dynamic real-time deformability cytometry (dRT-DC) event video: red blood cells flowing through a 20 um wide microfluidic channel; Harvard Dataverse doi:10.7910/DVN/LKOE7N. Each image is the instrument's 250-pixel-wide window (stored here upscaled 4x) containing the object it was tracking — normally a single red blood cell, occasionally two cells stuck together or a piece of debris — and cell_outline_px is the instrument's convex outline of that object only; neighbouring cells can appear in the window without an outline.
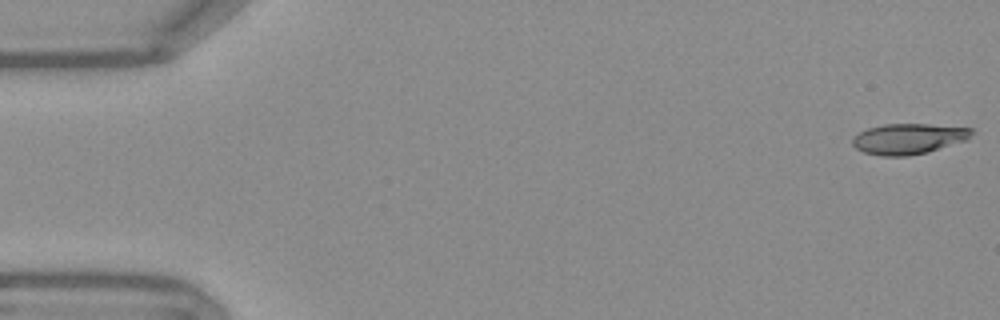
{"species": "Egyptian fruit bat (a non-hibernating species)", "species_latin": "Rousettus aegyptiacus", "temperature_condition": "warm", "stored_images_in_passage": 53, "camera_frame_rate_fps": 3000, "um_per_image_px": 0.085, "frame": {"image": 1, "passage_image": 1, "time_ms": 0.0, "image_size_px": [1000, 320], "cell_outline_px": [[972, 132], [968, 140], [928, 152], [908, 156], [884, 156], [864, 152], [856, 148], [852, 144], [852, 140], [860, 132], [868, 128], [884, 124], [928, 124], [972, 128]], "centroid_in_image_um": [77.24, 11.8], "position_along_channel_um": 7.8, "area_um2": 21.15}}
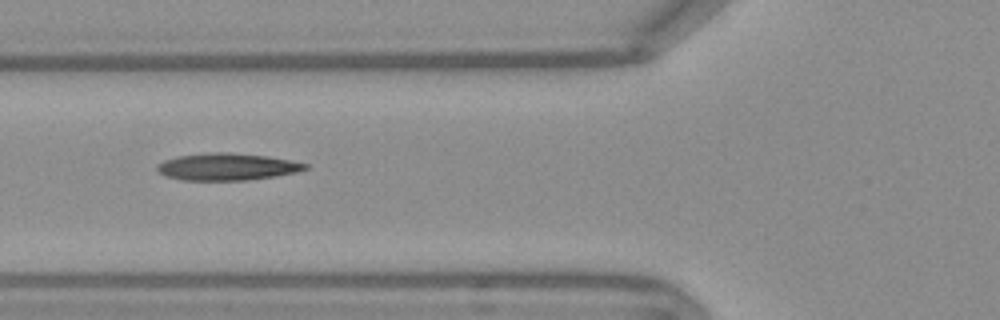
{"frame": {"image": 2, "passage_image": 20, "time_ms": 6.333, "image_size_px": [1000, 320], "cell_outline_px": [[308, 168], [296, 172], [276, 176], [248, 180], [180, 180], [164, 176], [156, 168], [156, 164], [164, 160], [180, 156], [208, 152], [232, 152], [268, 156], [308, 164]], "centroid_in_image_um": [19.27, 14.17], "position_along_channel_um": 106.5, "area_um2": 23.41}}
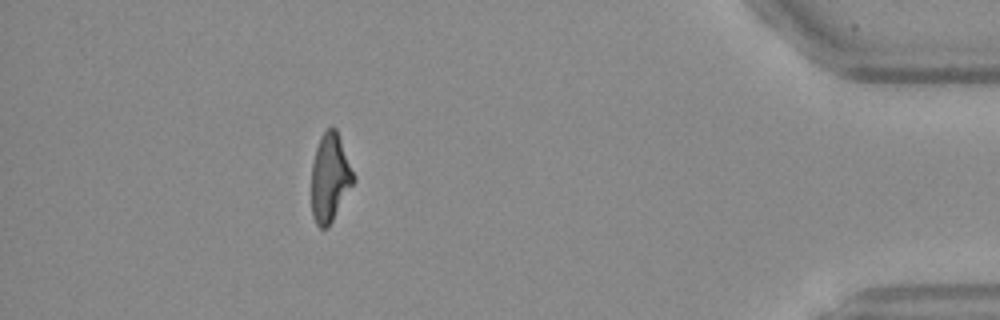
{"frame": {"image": 3, "passage_image": 48, "time_ms": 15.667, "image_size_px": [1000, 320], "cell_outline_px": [[356, 180], [328, 228], [320, 228], [316, 224], [312, 216], [312, 164], [316, 148], [320, 136], [332, 124], [336, 128], [356, 176]], "centroid_in_image_um": [28.06, 15.09], "position_along_channel_um": 407.1, "area_um2": 21.85}, "authors_computed_cell_mechanics": {"area_um2": 22.3686, "velocity_mm_per_s": 3.7891, "shape_relaxation_time_tau1_ms": null, "shape_relaxation_time_tau2_ms": 1.5507, "deformation_change_tau1": null, "deformation_change_tau2": 0.1136}}